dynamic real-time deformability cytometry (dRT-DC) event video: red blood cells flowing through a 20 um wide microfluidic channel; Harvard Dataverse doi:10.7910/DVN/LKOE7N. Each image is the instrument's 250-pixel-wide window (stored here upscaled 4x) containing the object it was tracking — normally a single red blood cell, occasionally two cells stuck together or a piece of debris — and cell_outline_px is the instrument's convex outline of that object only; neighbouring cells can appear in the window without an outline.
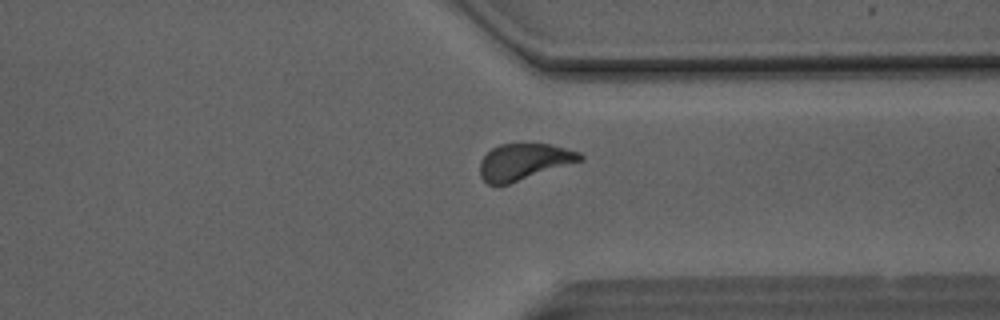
{"species": "Egyptian fruit bat (a non-hibernating species)", "species_latin": "Rousettus aegyptiacus", "temperature_condition": "room temperature", "stored_images_in_passage": 45, "camera_frame_rate_fps": 3000, "um_per_image_px": 0.085, "animal": {"sex": "male"}, "frame": {"image": 1, "passage_image": 33, "time_ms": 10.667, "image_size_px": [1000, 320], "cell_outline_px": [[584, 160], [508, 184], [488, 184], [480, 176], [480, 160], [492, 148], [500, 144], [548, 144], [580, 152], [584, 156]], "centroid_in_image_um": [44.54, 13.75], "position_along_channel_um": 366.9, "area_um2": 21.04}}
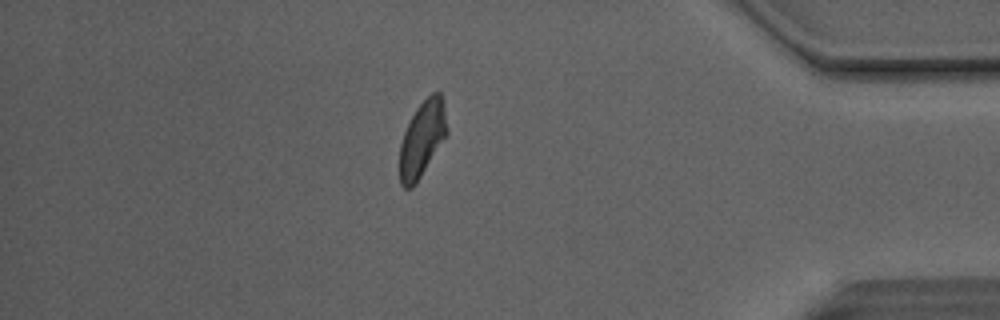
{"frame": {"image": 2, "passage_image": 38, "time_ms": 12.333, "image_size_px": [1000, 320], "cell_outline_px": [[448, 132], [416, 184], [412, 188], [404, 188], [400, 184], [400, 144], [404, 132], [416, 108], [432, 92], [440, 92], [444, 100]], "centroid_in_image_um": [35.89, 11.79], "position_along_channel_um": 399.3, "area_um2": 20.75}}
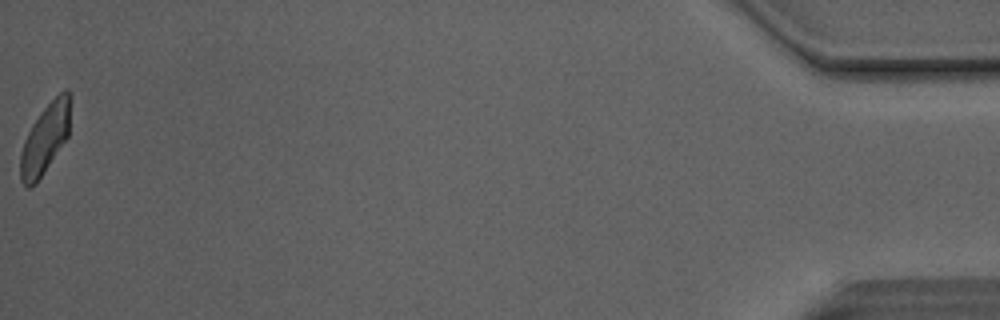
{"frame": {"image": 3, "passage_image": 45, "time_ms": 14.667, "image_size_px": [1000, 320], "cell_outline_px": [[72, 96], [68, 136], [36, 184], [28, 188], [20, 180], [20, 152], [24, 140], [32, 124], [40, 112], [64, 88], [68, 88]], "centroid_in_image_um": [3.85, 11.75], "position_along_channel_um": 431.3, "area_um2": 20.52}, "authors_computed_cell_mechanics": {"area_um2": 21.5016, "velocity_mm_per_s": 4.0958, "shape_relaxation_time_tau1_ms": 5.0574, "shape_relaxation_time_tau2_ms": 1.8421, "deformation_change_tau1": 0.1486, "deformation_change_tau2": 0.0722}}